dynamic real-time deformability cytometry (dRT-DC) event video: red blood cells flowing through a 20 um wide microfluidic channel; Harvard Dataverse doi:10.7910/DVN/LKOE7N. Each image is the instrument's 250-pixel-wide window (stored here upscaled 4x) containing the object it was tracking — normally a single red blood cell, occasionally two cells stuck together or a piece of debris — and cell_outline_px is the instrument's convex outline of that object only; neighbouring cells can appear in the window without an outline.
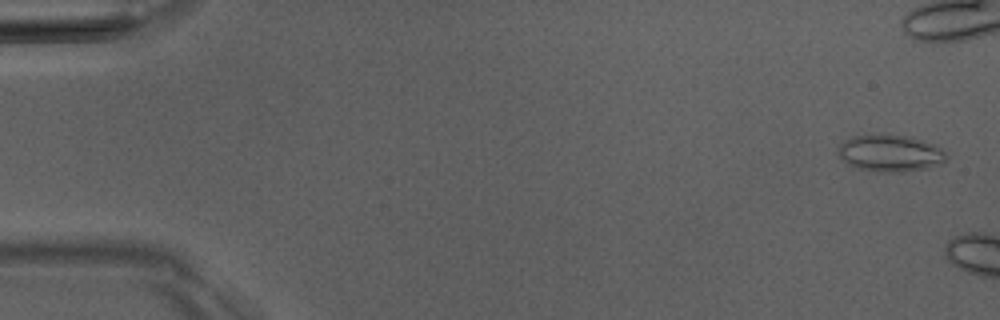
{"species": "Egyptian fruit bat (a non-hibernating species)", "species_latin": "Rousettus aegyptiacus", "temperature_condition": "room temperature", "stored_images_in_passage": 10, "camera_frame_rate_fps": 3000, "um_per_image_px": 0.085, "animal": {"sex": "male"}, "frame": {"image": 1, "passage_image": 1, "time_ms": 0.0, "image_size_px": [1000, 320], "cell_outline_px": [[948, 160], [924, 168], [904, 172], [888, 172], [856, 168], [848, 164], [836, 152], [840, 144], [844, 140], [852, 136], [912, 136], [932, 144], [940, 148], [948, 156]], "centroid_in_image_um": [75.65, 13.03], "position_along_channel_um": 9.3, "area_um2": 22.72}}